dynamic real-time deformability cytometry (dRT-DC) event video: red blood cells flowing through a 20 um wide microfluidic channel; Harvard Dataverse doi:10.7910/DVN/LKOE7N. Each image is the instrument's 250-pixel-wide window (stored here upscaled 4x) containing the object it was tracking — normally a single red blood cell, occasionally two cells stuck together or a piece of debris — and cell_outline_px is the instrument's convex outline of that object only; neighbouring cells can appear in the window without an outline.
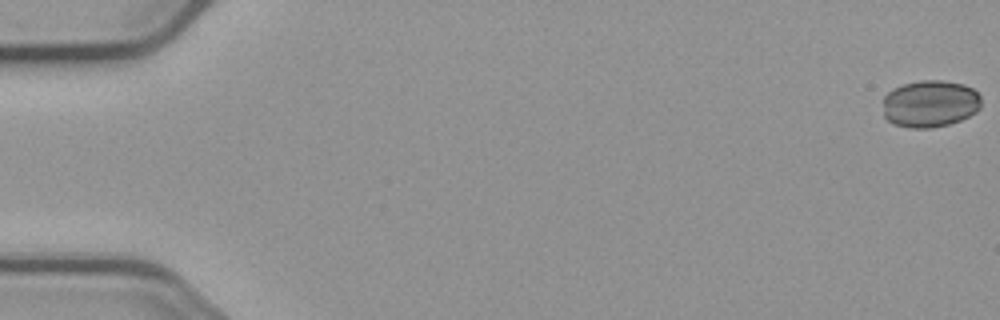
{"species": "common noctule bat (a hibernating species)", "species_latin": "Nyctalus noctula", "temperature_condition": "cold", "stored_images_in_passage": 56, "camera_frame_rate_fps": 3000, "um_per_image_px": 0.085, "animal": {"sex": "male", "body_mass_g": 23.1, "forearm_length_mm": 52.7}, "frame": {"image": 1, "passage_image": 1, "time_ms": 0.0, "image_size_px": [1000, 320], "cell_outline_px": [[980, 108], [976, 112], [960, 120], [948, 124], [932, 128], [912, 128], [896, 124], [888, 120], [884, 116], [884, 96], [892, 88], [904, 84], [920, 80], [944, 80], [964, 84], [972, 88], [980, 96]], "centroid_in_image_um": [79.06, 8.8], "position_along_channel_um": 5.9, "area_um2": 26.99}}
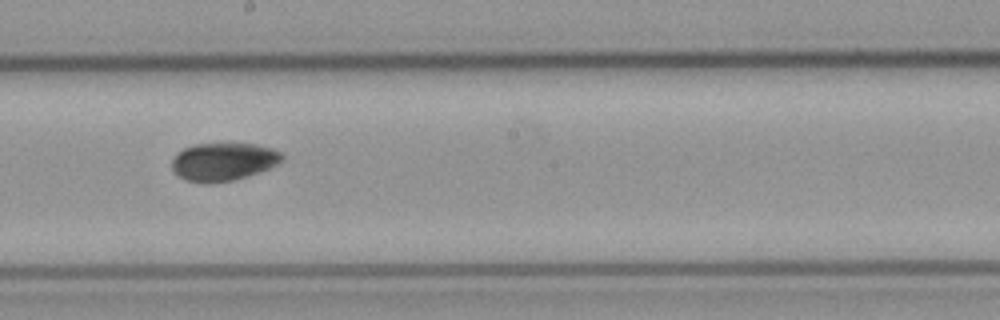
{"frame": {"image": 2, "passage_image": 32, "time_ms": 10.333, "image_size_px": [1000, 320], "cell_outline_px": [[284, 160], [260, 172], [232, 180], [208, 184], [204, 184], [184, 180], [172, 168], [172, 160], [184, 148], [196, 144], [256, 144], [272, 148], [280, 152], [284, 156]], "centroid_in_image_um": [19.0, 13.75], "position_along_channel_um": 229.2, "area_um2": 24.22}}
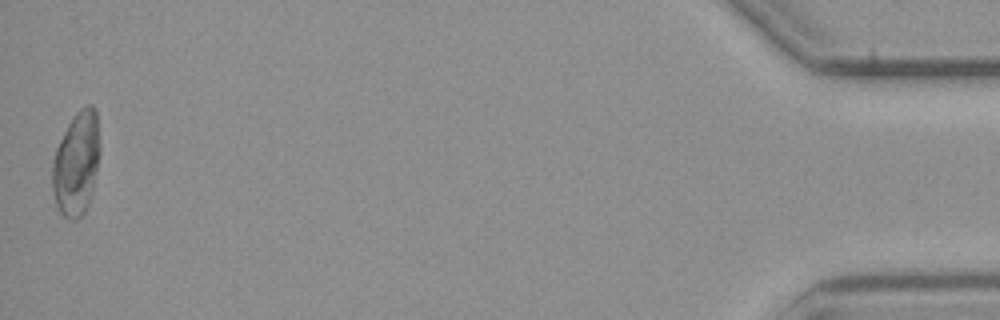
{"frame": {"image": 3, "passage_image": 56, "time_ms": 18.333, "image_size_px": [1000, 320], "cell_outline_px": [[100, 152], [96, 172], [88, 204], [84, 212], [76, 220], [72, 220], [64, 216], [60, 212], [56, 204], [52, 192], [52, 164], [56, 148], [72, 116], [80, 108], [88, 104], [92, 104], [96, 108], [100, 144]], "centroid_in_image_um": [6.5, 13.86], "position_along_channel_um": 428.7, "area_um2": 28.84}, "authors_computed_cell_mechanics": {"area_um2": 26.2412, "velocity_mm_per_s": 3.7132, "shape_relaxation_time_tau1_ms": null, "shape_relaxation_time_tau2_ms": 2.2012, "deformation_change_tau1": null, "deformation_change_tau2": 0.0272}}